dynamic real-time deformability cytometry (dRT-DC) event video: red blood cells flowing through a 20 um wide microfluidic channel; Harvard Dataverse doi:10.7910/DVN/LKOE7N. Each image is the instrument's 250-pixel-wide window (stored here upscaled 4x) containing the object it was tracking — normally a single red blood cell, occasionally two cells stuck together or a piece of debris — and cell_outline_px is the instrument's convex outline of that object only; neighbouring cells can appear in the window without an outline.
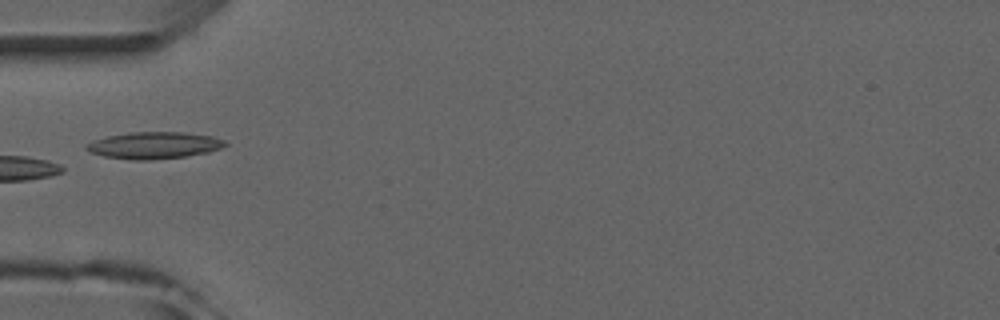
{"species": "common noctule bat (a hibernating species)", "species_latin": "Nyctalus noctula", "temperature_condition": "room temperature", "stored_images_in_passage": 6, "camera_frame_rate_fps": 3000, "um_per_image_px": 0.085, "animal": {"sex": "male", "forearm_length_mm": 52.5}, "frame": {"image": 1, "passage_image": 5, "time_ms": 4.667, "image_size_px": [1000, 320], "cell_outline_px": [[228, 144], [220, 148], [208, 152], [184, 156], [148, 160], [132, 160], [104, 156], [92, 152], [84, 148], [84, 144], [92, 140], [108, 136], [128, 132], [184, 132], [212, 136], [224, 140]], "centroid_in_image_um": [13.06, 12.34], "position_along_channel_um": 71.9, "area_um2": 21.62}}
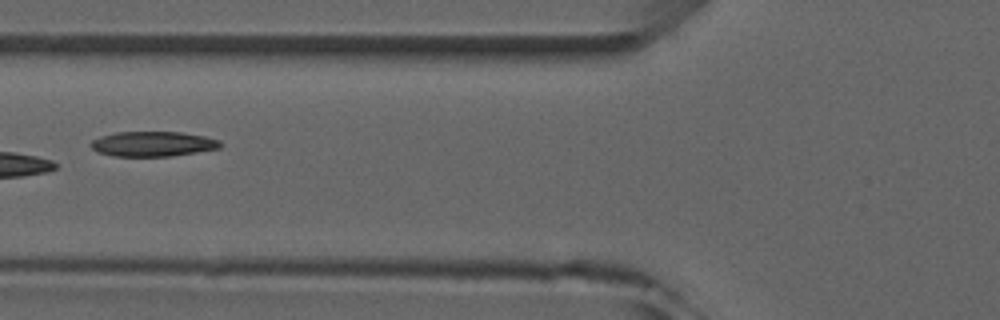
{"frame": {"image": 2, "passage_image": 6, "time_ms": 5.667, "image_size_px": [1000, 320], "cell_outline_px": [[224, 144], [220, 148], [172, 156], [112, 156], [100, 152], [92, 148], [88, 144], [92, 140], [100, 136], [116, 132], [180, 132], [204, 136], [220, 140]], "centroid_in_image_um": [13.0, 12.23], "position_along_channel_um": 112.8, "area_um2": 18.9}}